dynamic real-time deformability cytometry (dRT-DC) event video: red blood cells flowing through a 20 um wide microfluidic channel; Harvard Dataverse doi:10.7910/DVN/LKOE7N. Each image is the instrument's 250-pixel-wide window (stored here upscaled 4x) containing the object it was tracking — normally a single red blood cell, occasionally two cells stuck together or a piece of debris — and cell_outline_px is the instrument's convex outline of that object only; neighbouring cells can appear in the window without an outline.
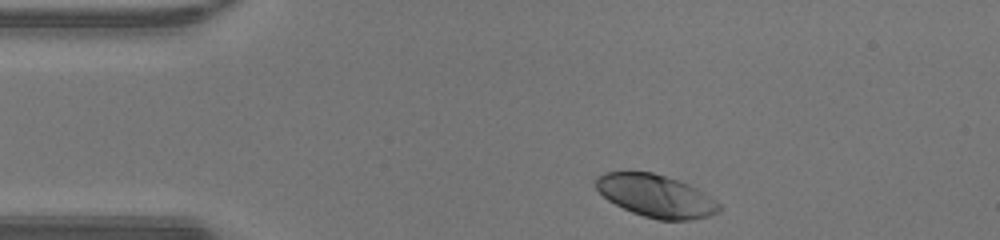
{"species": "human", "species_latin": "Homo sapiens", "temperature_condition": "warm", "stored_images_in_passage": 32, "camera_frame_rate_fps": 3000, "um_per_image_px": 0.085, "donor": {"sex": "male"}, "frame": {"image": 1, "passage_image": 1, "time_ms": 0.0, "image_size_px": [1000, 240], "cell_outline_px": [[720, 208], [716, 212], [708, 216], [688, 220], [660, 220], [644, 216], [632, 212], [608, 200], [596, 188], [596, 176], [604, 172], [652, 172], [688, 184], [696, 188], [720, 204]], "centroid_in_image_um": [55.72, 16.65], "position_along_channel_um": 29.3, "area_um2": 30.0}}
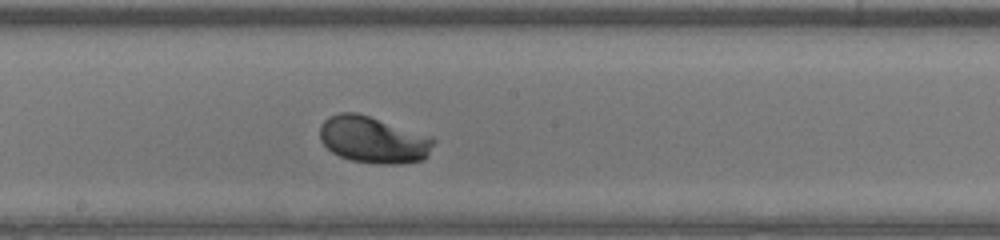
{"frame": {"image": 2, "passage_image": 18, "time_ms": 5.667, "image_size_px": [1000, 240], "cell_outline_px": [[436, 140], [428, 156], [424, 160], [400, 164], [376, 164], [352, 160], [340, 156], [332, 152], [320, 140], [320, 124], [328, 116], [340, 112], [356, 112], [432, 136]], "centroid_in_image_um": [31.75, 11.88], "position_along_channel_um": 216.5, "area_um2": 31.15}}
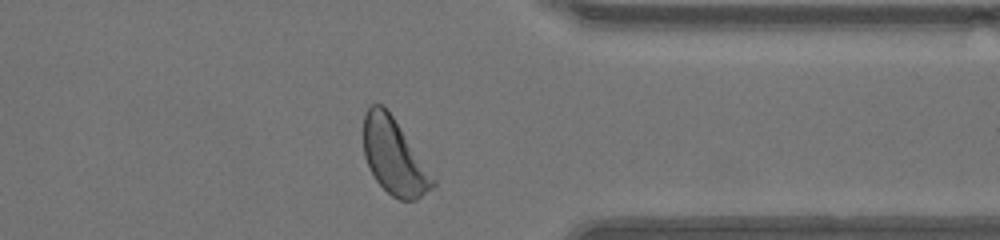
{"frame": {"image": 3, "passage_image": 30, "time_ms": 9.667, "image_size_px": [1000, 240], "cell_outline_px": [[436, 184], [432, 188], [416, 200], [400, 200], [392, 196], [376, 180], [368, 168], [364, 156], [364, 112], [372, 104], [380, 104], [392, 116], [436, 180]], "centroid_in_image_um": [33.48, 13.34], "position_along_channel_um": 377.9, "area_um2": 30.0}, "authors_computed_cell_mechanics": {"area_um2": 29.9982, "velocity_mm_per_s": 4.261, "shape_relaxation_time_tau1_ms": 1.8185, "shape_relaxation_time_tau2_ms": null, "deformation_change_tau1": 0.1562, "deformation_change_tau2": null}}